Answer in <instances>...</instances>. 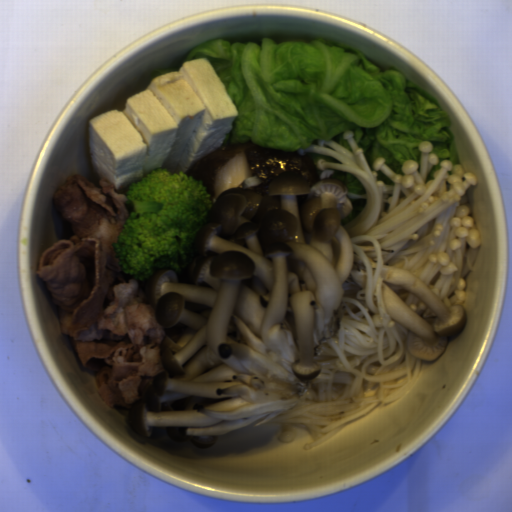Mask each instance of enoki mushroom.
<instances>
[{
  "mask_svg": "<svg viewBox=\"0 0 512 512\" xmlns=\"http://www.w3.org/2000/svg\"><path fill=\"white\" fill-rule=\"evenodd\" d=\"M352 152L332 140L298 148L308 153L334 156L341 164L317 160V172L352 174L366 189V205L344 224L352 248L366 266L363 288L348 276L342 286L344 313L336 335L325 342L316 359L320 375L311 379L306 396L270 420L280 426V441L297 438L303 426L312 432L305 448L323 444L379 406H388L418 380L424 360L410 354L409 329L393 320L382 301L384 265L402 268L425 285L447 308L460 306L466 295V277L480 253V231L471 217L469 187L477 175L461 164L442 160L426 182L439 158L430 141L418 144L419 164L407 160L402 174L378 157L371 171L363 149L345 131ZM376 171L393 182L378 180ZM373 245L375 251L359 246ZM369 257L378 262L373 276Z\"/></svg>",
  "mask_w": 512,
  "mask_h": 512,
  "instance_id": "cea9216a",
  "label": "enoki mushroom"
},
{
  "mask_svg": "<svg viewBox=\"0 0 512 512\" xmlns=\"http://www.w3.org/2000/svg\"><path fill=\"white\" fill-rule=\"evenodd\" d=\"M387 286L402 300V302L419 316L427 319H437V312L405 288L386 283Z\"/></svg>",
  "mask_w": 512,
  "mask_h": 512,
  "instance_id": "6df1b440",
  "label": "enoki mushroom"
}]
</instances>
